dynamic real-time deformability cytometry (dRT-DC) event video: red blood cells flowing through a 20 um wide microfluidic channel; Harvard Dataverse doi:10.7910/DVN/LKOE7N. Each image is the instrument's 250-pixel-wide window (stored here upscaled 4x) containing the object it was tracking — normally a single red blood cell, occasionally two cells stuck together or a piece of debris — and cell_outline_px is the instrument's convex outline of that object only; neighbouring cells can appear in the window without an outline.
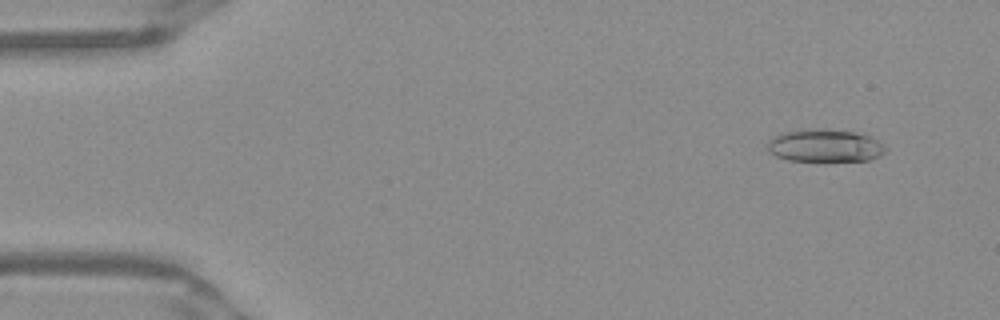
{"species": "Egyptian fruit bat (a non-hibernating species)", "species_latin": "Rousettus aegyptiacus", "temperature_condition": "warm", "stored_images_in_passage": 51, "camera_frame_rate_fps": 3000, "um_per_image_px": 0.085, "frame": {"image": 1, "passage_image": 4, "time_ms": 1.0, "image_size_px": [1000, 320], "cell_outline_px": [[888, 148], [880, 156], [868, 160], [788, 160], [776, 156], [768, 152], [768, 140], [772, 136], [780, 132], [812, 128], [828, 128], [856, 132], [880, 140]], "centroid_in_image_um": [70.11, 12.35], "position_along_channel_um": 14.9, "area_um2": 22.77}}
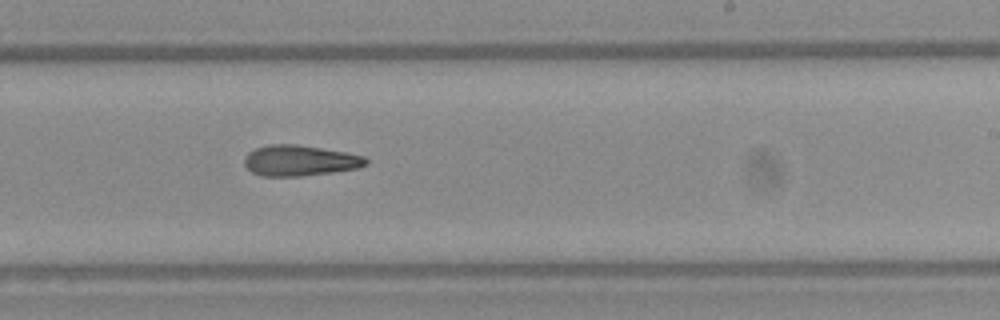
{"frame": {"image": 2, "passage_image": 31, "time_ms": 10.0, "image_size_px": [1000, 320], "cell_outline_px": [[368, 164], [356, 168], [332, 172], [300, 176], [260, 176], [252, 172], [244, 164], [244, 156], [248, 152], [256, 148], [268, 144], [296, 144], [344, 152], [364, 156], [368, 160]], "centroid_in_image_um": [25.44, 13.64], "position_along_channel_um": 263.6, "area_um2": 21.68}}
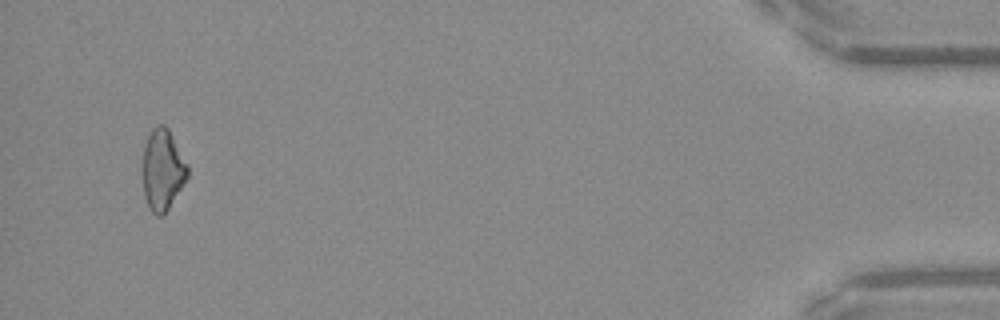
{"frame": {"image": 3, "passage_image": 49, "time_ms": 16.0, "image_size_px": [1000, 320], "cell_outline_px": [[188, 176], [168, 208], [160, 216], [156, 216], [152, 212], [144, 196], [144, 148], [148, 136], [152, 128], [156, 124], [164, 124], [168, 128], [188, 164]], "centroid_in_image_um": [13.83, 14.39], "position_along_channel_um": 421.4, "area_um2": 20.75}, "authors_computed_cell_mechanics": {"area_um2": 21.5016, "velocity_mm_per_s": 3.9604, "shape_relaxation_time_tau1_ms": null, "shape_relaxation_time_tau2_ms": 7.3166, "deformation_change_tau1": null, "deformation_change_tau2": 0.2046}}